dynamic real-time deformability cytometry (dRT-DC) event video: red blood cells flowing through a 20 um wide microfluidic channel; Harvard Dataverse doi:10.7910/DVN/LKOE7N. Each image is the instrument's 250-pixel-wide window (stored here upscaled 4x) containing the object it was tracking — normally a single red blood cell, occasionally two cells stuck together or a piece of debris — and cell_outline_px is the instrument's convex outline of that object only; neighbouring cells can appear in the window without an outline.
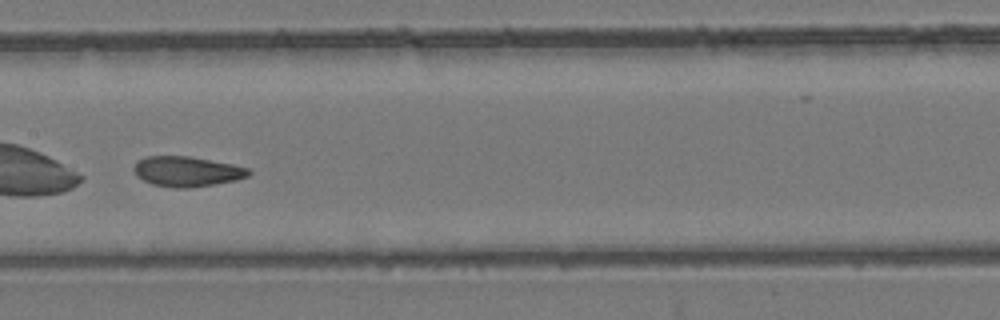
{"species": "common noctule bat (a hibernating species)", "species_latin": "Nyctalus noctula", "temperature_condition": "room temperature", "stored_images_in_passage": 28, "camera_frame_rate_fps": 3000, "um_per_image_px": 0.085, "animal": {"sex": "female", "body_mass_g": 24.6, "forearm_length_mm": 56.2}, "frame": {"image": 1, "passage_image": 13, "time_ms": 4.0, "image_size_px": [1000, 320], "cell_outline_px": [[252, 172], [248, 176], [236, 180], [216, 184], [188, 188], [176, 188], [152, 184], [136, 176], [132, 168], [136, 160], [144, 156], [188, 156], [232, 164], [248, 168]], "centroid_in_image_um": [15.85, 14.57], "position_along_channel_um": 191.5, "area_um2": 20.29}, "authors_computed_cell_mechanics": {"area_um2": 19.9699, "velocity_mm_per_s": 3.8455, "shape_relaxation_time_tau1_ms": 5.2613, "shape_relaxation_time_tau2_ms": 0.9363, "deformation_change_tau1": 0.1724, "deformation_change_tau2": 0.0579}}